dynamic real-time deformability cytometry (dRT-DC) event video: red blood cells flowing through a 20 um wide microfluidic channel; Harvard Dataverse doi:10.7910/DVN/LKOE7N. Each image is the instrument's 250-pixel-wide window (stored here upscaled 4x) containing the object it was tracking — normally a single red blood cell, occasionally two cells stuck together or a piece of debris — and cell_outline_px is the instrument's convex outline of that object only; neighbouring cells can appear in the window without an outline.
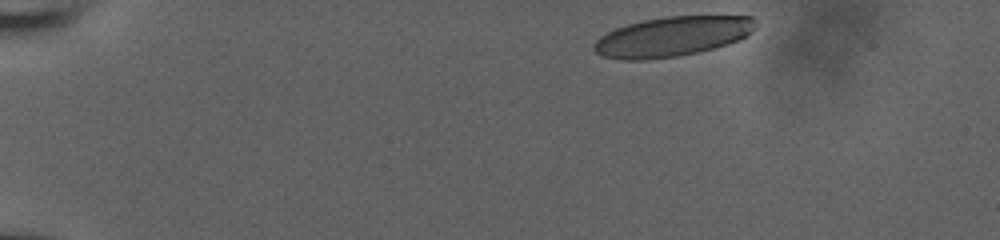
{"species": "human", "species_latin": "Homo sapiens", "temperature_condition": "room temperature", "stored_images_in_passage": 40, "camera_frame_rate_fps": 3000, "um_per_image_px": 0.085, "donor": {"sex": "male"}, "frame": {"image": 1, "passage_image": 1, "time_ms": 0.0, "image_size_px": [1000, 240], "cell_outline_px": [[756, 20], [752, 28], [740, 40], [728, 44], [700, 52], [676, 56], [644, 60], [624, 60], [604, 56], [596, 52], [592, 48], [592, 44], [600, 36], [616, 28], [628, 24], [644, 20], [668, 16], [752, 16]], "centroid_in_image_um": [57.11, 3.11], "position_along_channel_um": 27.9, "area_um2": 37.22}}
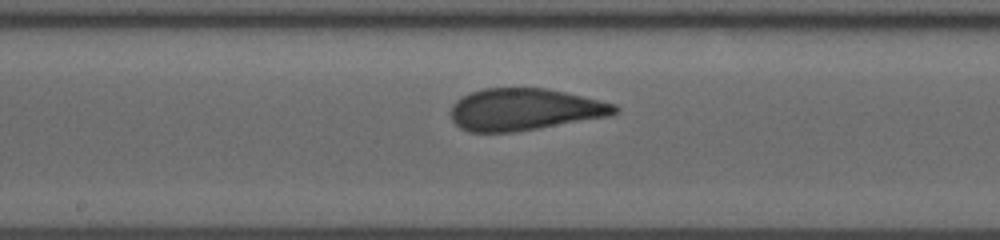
{"frame": {"image": 2, "passage_image": 23, "time_ms": 7.333, "image_size_px": [1000, 240], "cell_outline_px": [[620, 112], [608, 116], [512, 132], [468, 132], [460, 128], [452, 120], [452, 104], [460, 96], [484, 88], [548, 88], [600, 100], [616, 104], [620, 108]], "centroid_in_image_um": [44.58, 9.29], "position_along_channel_um": 203.6, "area_um2": 39.94}}
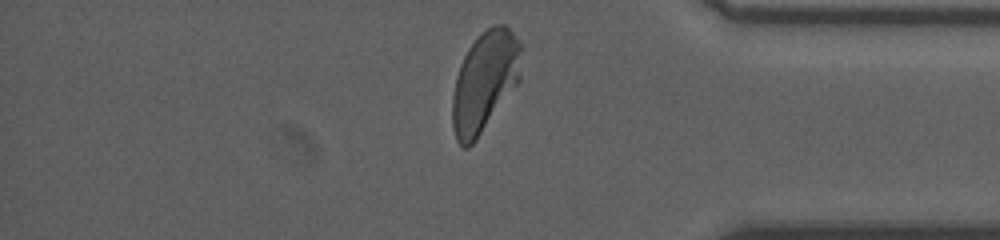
{"frame": {"image": 3, "passage_image": 39, "time_ms": 12.667, "image_size_px": [1000, 240], "cell_outline_px": [[520, 80], [476, 140], [468, 148], [464, 148], [456, 140], [452, 128], [452, 96], [456, 76], [460, 64], [468, 48], [476, 36], [480, 32], [492, 24], [504, 24], [520, 40]], "centroid_in_image_um": [41.17, 6.92], "position_along_channel_um": 394.0, "area_um2": 40.4}, "authors_computed_cell_mechanics": {"area_um2": 39.9398, "velocity_mm_per_s": 3.8532, "shape_relaxation_time_tau1_ms": 5.384, "shape_relaxation_time_tau2_ms": null, "deformation_change_tau1": 0.1758, "deformation_change_tau2": null}}